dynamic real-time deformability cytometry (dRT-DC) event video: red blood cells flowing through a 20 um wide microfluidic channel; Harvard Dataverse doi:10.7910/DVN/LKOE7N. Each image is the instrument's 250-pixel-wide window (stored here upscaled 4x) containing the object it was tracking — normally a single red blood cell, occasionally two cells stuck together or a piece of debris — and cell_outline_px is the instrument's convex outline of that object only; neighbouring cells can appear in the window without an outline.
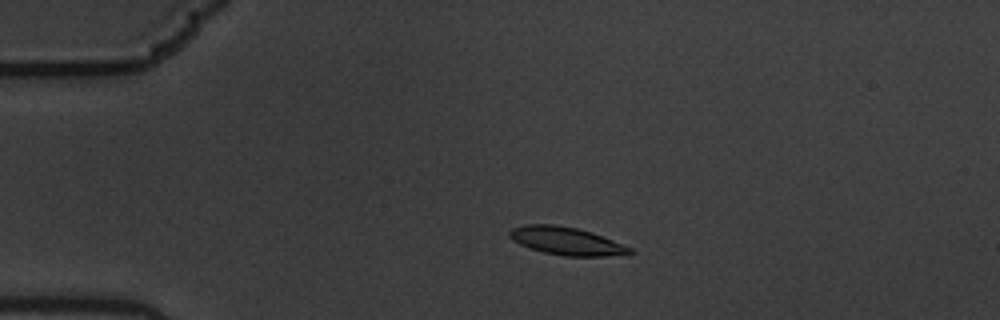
{"species": "common noctule bat (a hibernating species)", "species_latin": "Nyctalus noctula", "temperature_condition": "warm", "stored_images_in_passage": 5, "camera_frame_rate_fps": 3000, "um_per_image_px": 0.085, "animal": {"sex": "male", "body_mass_g": 19.5, "forearm_length_mm": 54.6}, "frame": {"image": 1, "passage_image": 4, "time_ms": 1.0, "image_size_px": [1000, 320], "cell_outline_px": [[636, 252], [604, 256], [564, 256], [544, 252], [528, 248], [512, 240], [508, 236], [508, 232], [512, 228], [524, 224], [552, 224], [576, 228], [592, 232], [632, 248]], "centroid_in_image_um": [48.09, 20.48], "position_along_channel_um": 36.9, "area_um2": 19.48}}